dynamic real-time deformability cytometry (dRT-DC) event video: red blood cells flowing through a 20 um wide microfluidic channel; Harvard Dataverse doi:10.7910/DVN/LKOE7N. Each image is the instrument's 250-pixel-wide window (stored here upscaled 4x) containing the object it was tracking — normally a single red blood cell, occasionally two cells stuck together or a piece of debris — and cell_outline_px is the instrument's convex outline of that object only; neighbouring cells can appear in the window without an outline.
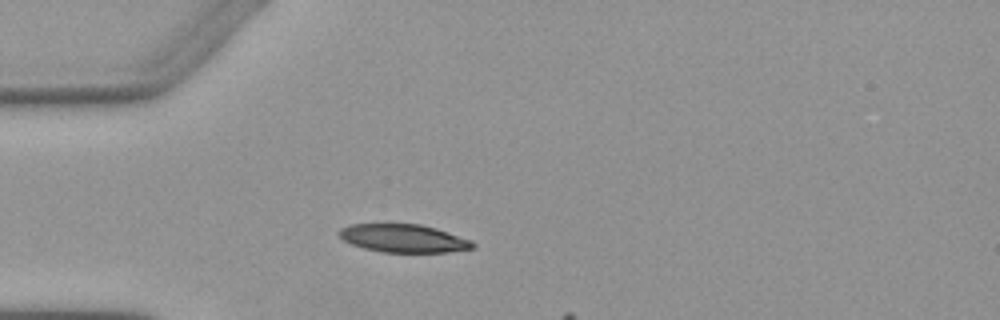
{"species": "Egyptian fruit bat (a non-hibernating species)", "species_latin": "Rousettus aegyptiacus", "temperature_condition": "warm", "stored_images_in_passage": 1, "camera_frame_rate_fps": 3000, "um_per_image_px": 0.085, "animal": {"sex": "female"}, "frame": {"image": 1, "passage_image": 1, "time_ms": 0.0, "image_size_px": [1000, 320], "cell_outline_px": [[476, 248], [448, 252], [384, 252], [364, 248], [352, 244], [344, 240], [336, 232], [340, 228], [352, 224], [420, 224], [436, 228], [472, 240], [476, 244]], "centroid_in_image_um": [34.33, 20.25], "position_along_channel_um": 50.7, "area_um2": 21.91}}